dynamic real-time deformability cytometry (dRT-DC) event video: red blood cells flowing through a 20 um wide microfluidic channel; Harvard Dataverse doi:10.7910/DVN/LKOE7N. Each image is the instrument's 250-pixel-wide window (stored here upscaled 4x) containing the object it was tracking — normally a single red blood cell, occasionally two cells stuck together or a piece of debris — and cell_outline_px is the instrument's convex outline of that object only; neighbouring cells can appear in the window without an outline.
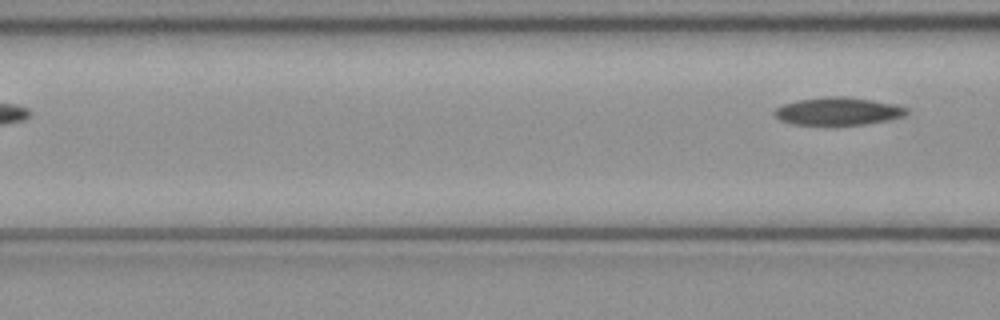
{"species": "common noctule bat (a hibernating species)", "species_latin": "Nyctalus noctula", "temperature_condition": "cold", "stored_images_in_passage": 3, "camera_frame_rate_fps": 3000, "um_per_image_px": 0.085, "animal": {"sex": "female", "body_mass_g": 21.9}, "frame": {"image": 1, "passage_image": 3, "time_ms": 0.667, "image_size_px": [1000, 320], "cell_outline_px": [[908, 112], [904, 116], [864, 124], [824, 128], [792, 124], [780, 120], [772, 112], [776, 108], [784, 104], [796, 100], [824, 96], [844, 96], [872, 100], [896, 104], [904, 108]], "centroid_in_image_um": [71.14, 9.49], "position_along_channel_um": 95.5, "area_um2": 22.14}}